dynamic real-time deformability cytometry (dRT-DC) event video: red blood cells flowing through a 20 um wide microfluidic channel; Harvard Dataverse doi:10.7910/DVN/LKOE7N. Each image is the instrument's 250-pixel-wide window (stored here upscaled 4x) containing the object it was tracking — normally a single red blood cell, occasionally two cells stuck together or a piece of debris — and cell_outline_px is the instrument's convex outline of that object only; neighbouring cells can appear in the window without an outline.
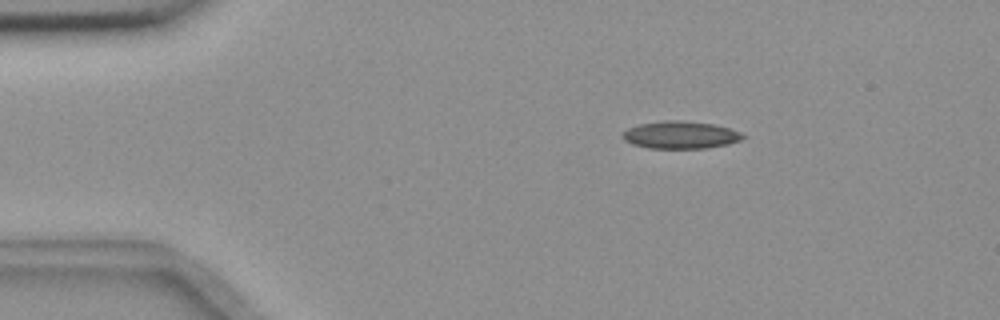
{"species": "common noctule bat (a hibernating species)", "species_latin": "Nyctalus noctula", "temperature_condition": "room temperature", "stored_images_in_passage": 4, "camera_frame_rate_fps": 3000, "um_per_image_px": 0.085, "animal": {"sex": "female", "body_mass_g": 18.4}, "frame": {"image": 1, "passage_image": 2, "time_ms": 0.333, "image_size_px": [1000, 320], "cell_outline_px": [[744, 136], [740, 140], [728, 144], [704, 148], [648, 148], [632, 144], [624, 140], [620, 136], [628, 128], [640, 124], [664, 120], [684, 120], [712, 124], [728, 128], [740, 132]], "centroid_in_image_um": [57.8, 11.46], "position_along_channel_um": 27.2, "area_um2": 19.13}}